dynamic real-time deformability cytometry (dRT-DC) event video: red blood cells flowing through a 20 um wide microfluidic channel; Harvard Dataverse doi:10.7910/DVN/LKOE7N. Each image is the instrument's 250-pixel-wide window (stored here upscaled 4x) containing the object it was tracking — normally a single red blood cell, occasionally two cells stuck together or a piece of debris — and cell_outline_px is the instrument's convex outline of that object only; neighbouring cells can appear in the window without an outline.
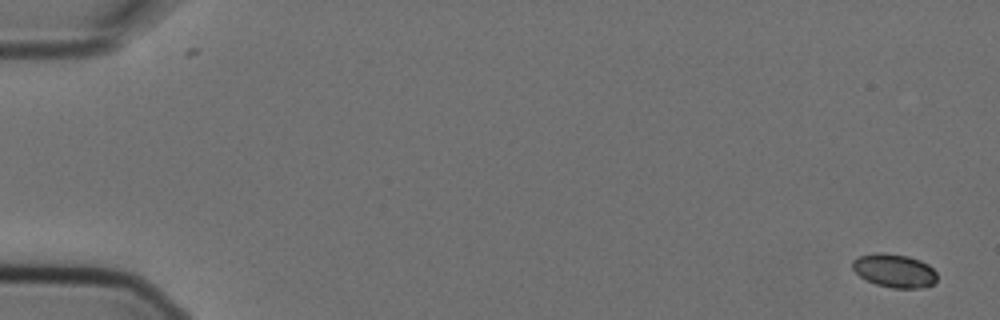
{"species": "Egyptian fruit bat (a non-hibernating species)", "species_latin": "Rousettus aegyptiacus", "temperature_condition": "cold", "stored_images_in_passage": 6, "camera_frame_rate_fps": 3000, "um_per_image_px": 0.085, "animal": {"sex": "female"}, "frame": {"image": 1, "passage_image": 1, "time_ms": 0.0, "image_size_px": [1000, 320], "cell_outline_px": [[936, 280], [932, 284], [920, 288], [892, 288], [876, 284], [860, 276], [852, 268], [852, 260], [860, 256], [876, 252], [884, 252], [908, 256], [920, 260], [928, 264], [936, 272]], "centroid_in_image_um": [76.02, 22.99], "position_along_channel_um": 9.0, "area_um2": 16.47}}
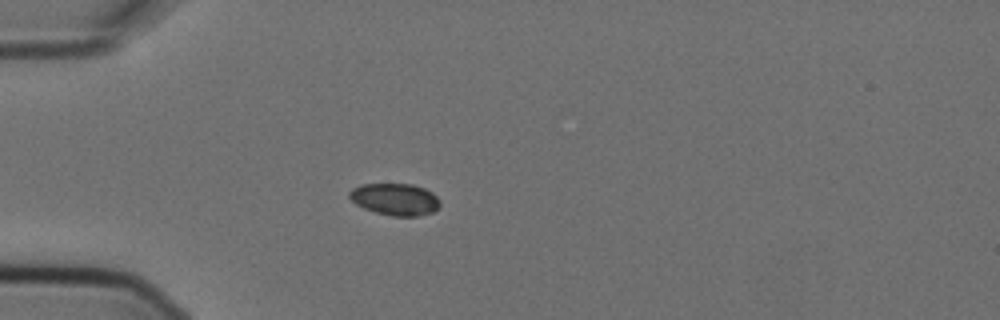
{"frame": {"image": 2, "passage_image": 5, "time_ms": 1.333, "image_size_px": [1000, 320], "cell_outline_px": [[440, 204], [432, 212], [416, 216], [392, 216], [376, 212], [364, 208], [356, 204], [348, 196], [348, 192], [352, 188], [360, 184], [412, 184], [424, 188], [432, 192], [440, 200]], "centroid_in_image_um": [33.56, 16.93], "position_along_channel_um": 51.4, "area_um2": 16.82}}